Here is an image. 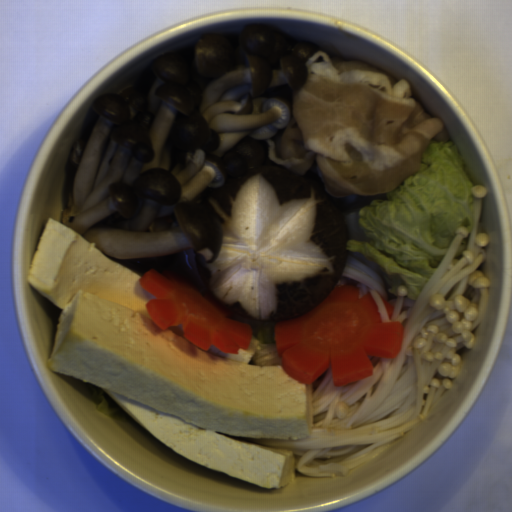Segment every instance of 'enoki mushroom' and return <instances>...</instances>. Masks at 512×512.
Instances as JSON below:
<instances>
[{"label":"enoki mushroom","mask_w":512,"mask_h":512,"mask_svg":"<svg viewBox=\"0 0 512 512\" xmlns=\"http://www.w3.org/2000/svg\"><path fill=\"white\" fill-rule=\"evenodd\" d=\"M474 215L469 231L458 227L440 262L415 299L408 288L389 293L380 265L363 253L347 251L338 285L370 292L383 322L403 326L401 349L394 357L367 356L372 375L335 386L332 367L312 383L310 437L295 439L238 437L240 442L292 452L294 469L305 476L335 478L376 459L386 446L424 421L438 397L460 370L462 347L472 348L473 333L485 319L489 279L477 270L486 260L488 235L476 233L487 188L471 187ZM468 236L459 261H452ZM394 305L388 319L379 297Z\"/></svg>","instance_id":"1"},{"label":"enoki mushroom","mask_w":512,"mask_h":512,"mask_svg":"<svg viewBox=\"0 0 512 512\" xmlns=\"http://www.w3.org/2000/svg\"><path fill=\"white\" fill-rule=\"evenodd\" d=\"M360 214L357 210H353L345 216V226L348 232V239L355 242H364V231L360 227L356 217Z\"/></svg>","instance_id":"2"}]
</instances>
